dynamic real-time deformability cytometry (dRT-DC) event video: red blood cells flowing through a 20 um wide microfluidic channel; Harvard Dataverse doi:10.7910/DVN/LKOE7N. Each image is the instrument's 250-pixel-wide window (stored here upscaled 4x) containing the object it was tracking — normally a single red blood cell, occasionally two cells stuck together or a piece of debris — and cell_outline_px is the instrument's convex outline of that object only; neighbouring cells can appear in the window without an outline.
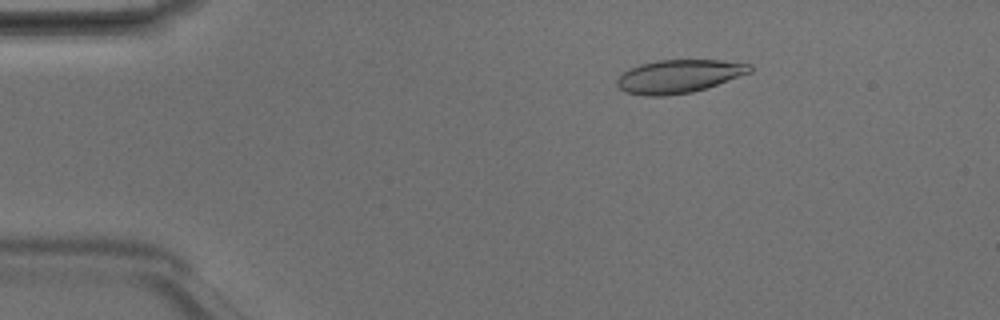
{"species": "Egyptian fruit bat (a non-hibernating species)", "species_latin": "Rousettus aegyptiacus", "temperature_condition": "room temperature", "stored_images_in_passage": 45, "camera_frame_rate_fps": 3000, "um_per_image_px": 0.085, "animal": {"sex": "male"}, "frame": {"image": 1, "passage_image": 5, "time_ms": 1.333, "image_size_px": [1000, 320], "cell_outline_px": [[752, 72], [692, 92], [664, 96], [644, 96], [624, 92], [616, 84], [616, 80], [628, 68], [640, 64], [656, 60], [720, 60], [752, 64]], "centroid_in_image_um": [57.67, 6.48], "position_along_channel_um": 27.3, "area_um2": 25.72}}
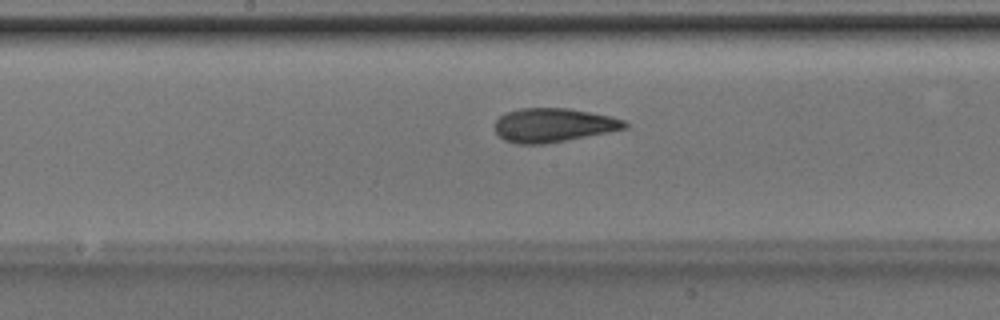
{"frame": {"image": 2, "passage_image": 22, "time_ms": 7.0, "image_size_px": [1000, 320], "cell_outline_px": [[628, 128], [608, 132], [544, 144], [516, 144], [504, 140], [496, 132], [496, 120], [504, 112], [520, 108], [568, 108], [608, 116], [624, 120], [628, 124]], "centroid_in_image_um": [47.0, 10.63], "position_along_channel_um": 201.2, "area_um2": 25.49}}
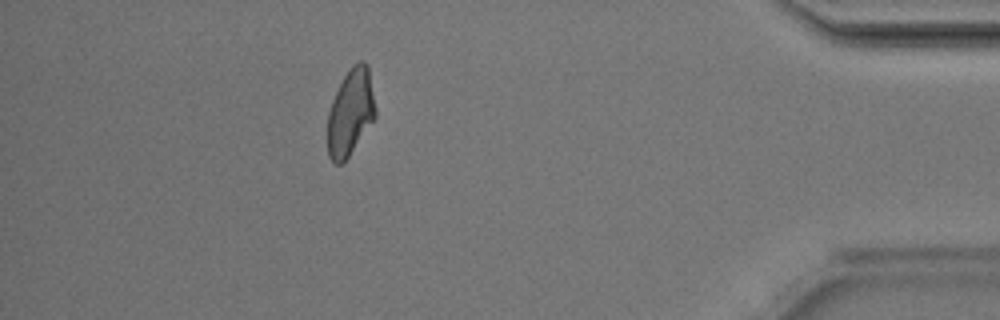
{"frame": {"image": 3, "passage_image": 40, "time_ms": 13.0, "image_size_px": [1000, 320], "cell_outline_px": [[376, 116], [348, 156], [340, 164], [336, 164], [328, 156], [328, 112], [332, 100], [344, 76], [352, 64], [360, 60], [364, 60], [368, 64], [376, 108]], "centroid_in_image_um": [29.8, 9.5], "position_along_channel_um": 405.4, "area_um2": 23.93}, "authors_computed_cell_mechanics": {"area_um2": 25.4898, "velocity_mm_per_s": 4.197, "shape_relaxation_time_tau1_ms": 4.3991, "shape_relaxation_time_tau2_ms": 1.1471, "deformation_change_tau1": 0.1667, "deformation_change_tau2": 0.078}}